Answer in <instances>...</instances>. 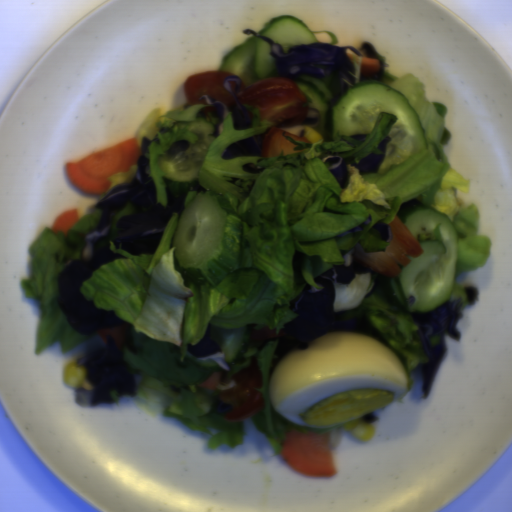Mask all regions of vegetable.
I'll return each mask as SVG.
<instances>
[{"label": "vegetable", "mask_w": 512, "mask_h": 512, "mask_svg": "<svg viewBox=\"0 0 512 512\" xmlns=\"http://www.w3.org/2000/svg\"><path fill=\"white\" fill-rule=\"evenodd\" d=\"M346 52L353 69V73L349 71L352 84L378 80L406 96L424 127V151L388 170L360 173L355 165L361 158L370 153L383 155L380 142L387 138L397 117L381 112L365 139L343 135L327 141L326 116L331 100L341 91L338 79L307 74L293 81L306 96L303 107L318 110L320 123L309 128L323 138L305 143L283 131L284 139L296 145L293 150L302 152L284 155L281 149L276 157L259 154L223 159L230 144L275 125L262 120L259 109L240 103L235 94L236 104L252 116V125L237 129L231 113L226 117L199 169L197 181L202 186L197 192L188 191L184 202L185 208L202 193L212 192L229 204L240 224L239 257L233 273L218 285L187 287L173 263L176 246L170 248L180 223L178 212L165 225L154 253L133 255L109 242L112 252L127 258L103 263L79 286L83 297L97 308L113 310L130 325L136 354L125 340L118 351L142 380L137 391L140 398L158 403L160 395H167L170 402L163 415L207 433L209 451L244 442L245 420H228L223 412H213L212 405L224 390L234 388L233 374L249 367L251 357L260 372V386L255 388L263 404L249 419L271 439L279 454L290 430H330L301 426L274 409L269 385L279 338L251 340L245 360L239 364L227 363L222 351L201 358L188 353V345L199 343L209 324L219 328L249 325L252 331L266 327L279 336L280 329L298 316L291 311L292 299L306 285L313 294L324 289L315 278L344 263L342 251H354L358 243L366 253L385 251L391 238L386 242L372 229L374 224L388 227L402 203L414 199L443 212L455 229L458 253L450 300L458 298L462 309L472 307L465 288L473 284L459 282V275L478 269L491 255L492 239L479 234V208L476 204L465 206L457 196V191L470 189L468 178L458 173L443 150V144L451 139L445 123L446 106L428 98L415 74L385 72L388 62L379 52L375 51L378 74L371 77L361 73L362 57L354 50ZM326 155H337L347 163L349 178L344 188L325 166ZM247 163L265 170L247 173L241 169ZM370 215L367 228L357 236H341ZM216 370L222 373L217 389L197 386Z\"/></svg>", "instance_id": "obj_1"}, {"label": "vegetable", "mask_w": 512, "mask_h": 512, "mask_svg": "<svg viewBox=\"0 0 512 512\" xmlns=\"http://www.w3.org/2000/svg\"><path fill=\"white\" fill-rule=\"evenodd\" d=\"M138 164L131 165L129 171H120L107 176L111 182L103 194H96L97 200L91 203L84 213L78 215V222L65 235L61 230L53 231L52 226L40 233L30 245L32 277L20 283L24 295L40 300L41 312L36 325L35 355L57 342L65 354L90 336L77 333L64 316L58 303V274L65 264L80 258L85 245L84 237L98 226L102 210L96 208L103 197L120 183L131 182L137 173Z\"/></svg>", "instance_id": "obj_2"}, {"label": "vegetable", "mask_w": 512, "mask_h": 512, "mask_svg": "<svg viewBox=\"0 0 512 512\" xmlns=\"http://www.w3.org/2000/svg\"><path fill=\"white\" fill-rule=\"evenodd\" d=\"M332 284L335 312L356 309L345 315L341 321L352 316L369 318L406 373L419 371L418 366L427 363L428 358L412 314L398 310L388 300L383 289V274H354L350 283L341 284L337 282V275L333 270Z\"/></svg>", "instance_id": "obj_3"}, {"label": "vegetable", "mask_w": 512, "mask_h": 512, "mask_svg": "<svg viewBox=\"0 0 512 512\" xmlns=\"http://www.w3.org/2000/svg\"><path fill=\"white\" fill-rule=\"evenodd\" d=\"M215 109L207 104L190 105L188 101L181 110L171 109L166 113H162L157 108L146 120L140 123L135 131L132 138L136 139L140 147L143 137L152 139L157 134L158 142L152 141L148 144V153H145L149 161L145 173L152 177L156 185V201L161 206L166 207L167 204V184L159 166L161 155L179 141H186L188 145H197L200 139L194 132L189 130L188 124L200 118H206L216 125L221 119L219 116L213 115Z\"/></svg>", "instance_id": "obj_4"}, {"label": "vegetable", "mask_w": 512, "mask_h": 512, "mask_svg": "<svg viewBox=\"0 0 512 512\" xmlns=\"http://www.w3.org/2000/svg\"><path fill=\"white\" fill-rule=\"evenodd\" d=\"M137 210L131 202H127L123 209H118L113 212V219L111 224V233H118L117 224L123 216H135Z\"/></svg>", "instance_id": "obj_5"}, {"label": "vegetable", "mask_w": 512, "mask_h": 512, "mask_svg": "<svg viewBox=\"0 0 512 512\" xmlns=\"http://www.w3.org/2000/svg\"><path fill=\"white\" fill-rule=\"evenodd\" d=\"M316 41L315 43L321 44H333L336 46L338 43V37L334 32L329 30H311Z\"/></svg>", "instance_id": "obj_6"}]
</instances>
